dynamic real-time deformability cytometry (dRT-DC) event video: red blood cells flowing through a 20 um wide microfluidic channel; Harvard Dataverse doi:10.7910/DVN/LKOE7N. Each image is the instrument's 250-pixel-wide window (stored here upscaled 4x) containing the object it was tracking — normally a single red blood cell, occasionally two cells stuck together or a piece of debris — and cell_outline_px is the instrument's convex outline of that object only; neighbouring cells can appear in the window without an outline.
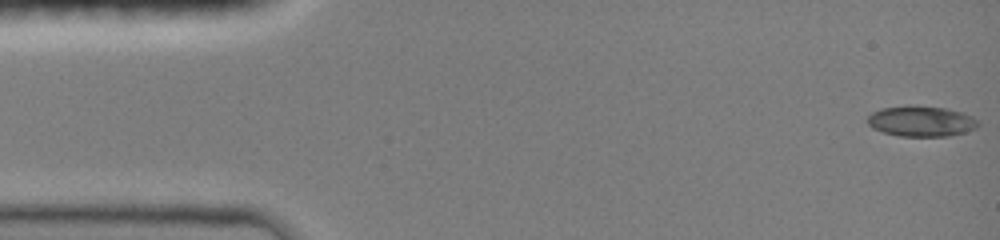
{"species": "common noctule bat (a hibernating species)", "species_latin": "Nyctalus noctula", "temperature_condition": "room temperature", "stored_images_in_passage": 47, "camera_frame_rate_fps": 3000, "um_per_image_px": 0.085, "animal": {"sex": "female", "body_mass_g": 19.0, "forearm_length_mm": 51.5}, "frame": {"image": 1, "passage_image": 1, "time_ms": 0.0, "image_size_px": [1000, 240], "cell_outline_px": [[980, 124], [976, 128], [964, 132], [948, 136], [900, 136], [884, 132], [872, 128], [868, 124], [868, 116], [872, 112], [880, 108], [904, 104], [912, 104], [948, 108], [964, 112], [972, 116]], "centroid_in_image_um": [78.29, 10.27], "position_along_channel_um": 6.7, "area_um2": 20.11}}
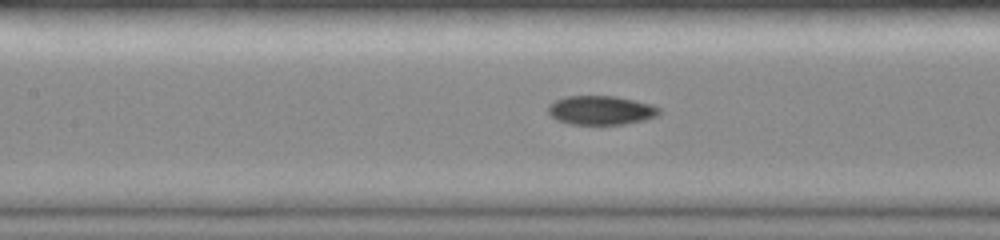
{"frame": {"image": 2, "passage_image": 21, "time_ms": 6.667, "image_size_px": [1000, 240], "cell_outline_px": [[660, 112], [656, 116], [644, 120], [624, 124], [568, 124], [556, 120], [548, 112], [548, 104], [556, 100], [568, 96], [616, 96], [652, 104], [660, 108]], "centroid_in_image_um": [51.07, 9.37], "position_along_channel_um": 156.3, "area_um2": 18.79}}
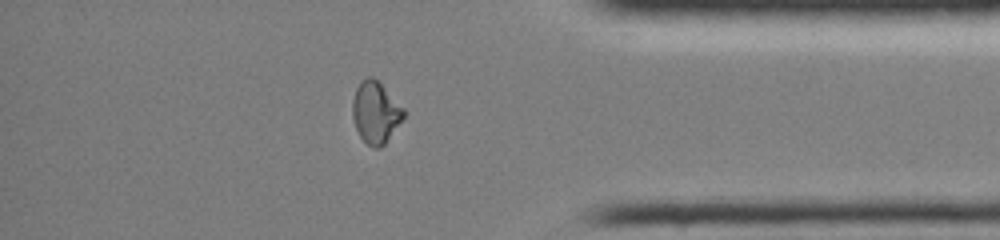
{"frame": {"image": 3, "passage_image": 40, "time_ms": 13.0, "image_size_px": [1000, 240], "cell_outline_px": [[404, 116], [384, 144], [380, 148], [376, 148], [368, 144], [360, 136], [356, 128], [352, 116], [352, 100], [356, 88], [360, 80], [368, 76], [372, 76], [404, 108]], "centroid_in_image_um": [31.89, 9.53], "position_along_channel_um": 403.3, "area_um2": 18.03}, "authors_computed_cell_mechanics": {"area_um2": 18.9006, "velocity_mm_per_s": 4.0595, "shape_relaxation_time_tau1_ms": null, "shape_relaxation_time_tau2_ms": 3.6561, "deformation_change_tau1": null, "deformation_change_tau2": 0.0562}}